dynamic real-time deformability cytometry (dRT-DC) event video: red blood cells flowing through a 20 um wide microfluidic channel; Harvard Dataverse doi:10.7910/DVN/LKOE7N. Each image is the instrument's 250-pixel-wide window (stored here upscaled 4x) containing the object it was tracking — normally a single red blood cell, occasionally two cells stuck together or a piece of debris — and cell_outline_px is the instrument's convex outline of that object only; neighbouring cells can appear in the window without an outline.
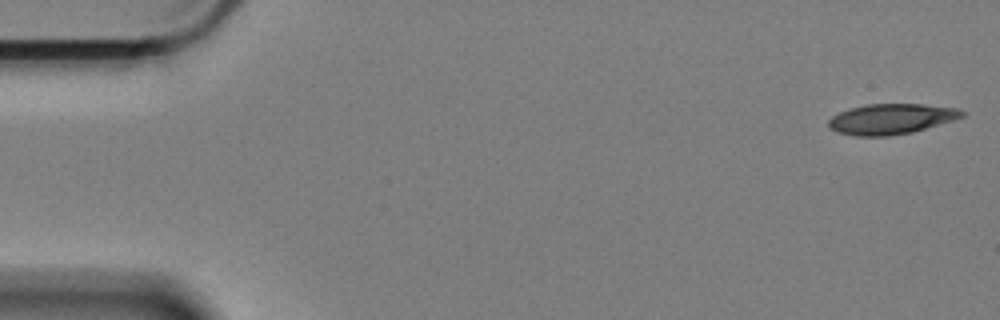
{"species": "Egyptian fruit bat (a non-hibernating species)", "species_latin": "Rousettus aegyptiacus", "temperature_condition": "cold", "stored_images_in_passage": 58, "camera_frame_rate_fps": 3000, "um_per_image_px": 0.085, "animal": {"sex": "female"}, "frame": {"image": 1, "passage_image": 1, "time_ms": 0.0, "image_size_px": [1000, 320], "cell_outline_px": [[964, 116], [952, 120], [912, 132], [888, 136], [856, 136], [836, 132], [828, 128], [828, 120], [832, 116], [848, 108], [868, 104], [924, 104], [960, 108], [964, 112]], "centroid_in_image_um": [75.71, 10.11], "position_along_channel_um": 9.3, "area_um2": 23.7}}
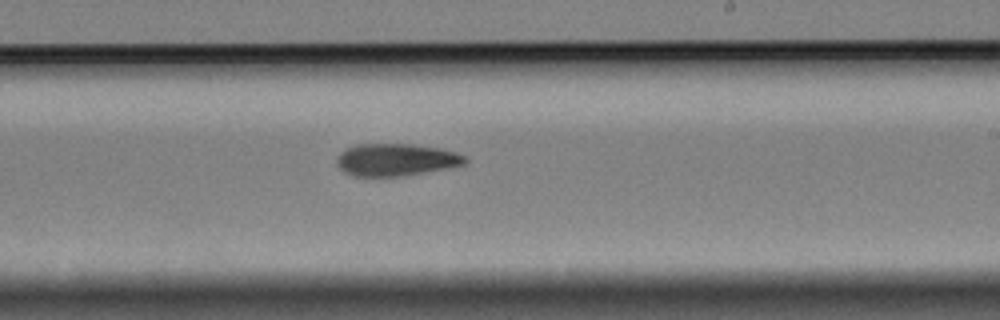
{"frame": {"image": 2, "passage_image": 34, "time_ms": 11.0, "image_size_px": [1000, 320], "cell_outline_px": [[468, 160], [464, 164], [448, 168], [404, 176], [352, 176], [344, 172], [336, 164], [336, 156], [340, 152], [356, 144], [412, 144], [440, 148], [456, 152], [464, 156]], "centroid_in_image_um": [33.64, 13.58], "position_along_channel_um": 255.4, "area_um2": 24.28}}
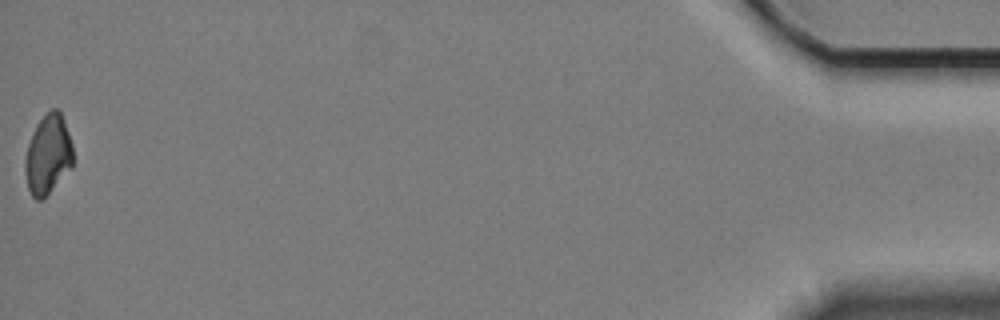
{"frame": {"image": 3, "passage_image": 58, "time_ms": 19.0, "image_size_px": [1000, 320], "cell_outline_px": [[72, 168], [40, 200], [36, 200], [32, 196], [28, 188], [24, 168], [24, 160], [28, 144], [32, 132], [36, 124], [52, 108], [56, 108], [60, 112], [68, 132], [72, 144]], "centroid_in_image_um": [4.06, 13.13], "position_along_channel_um": 431.1, "area_um2": 21.91}}